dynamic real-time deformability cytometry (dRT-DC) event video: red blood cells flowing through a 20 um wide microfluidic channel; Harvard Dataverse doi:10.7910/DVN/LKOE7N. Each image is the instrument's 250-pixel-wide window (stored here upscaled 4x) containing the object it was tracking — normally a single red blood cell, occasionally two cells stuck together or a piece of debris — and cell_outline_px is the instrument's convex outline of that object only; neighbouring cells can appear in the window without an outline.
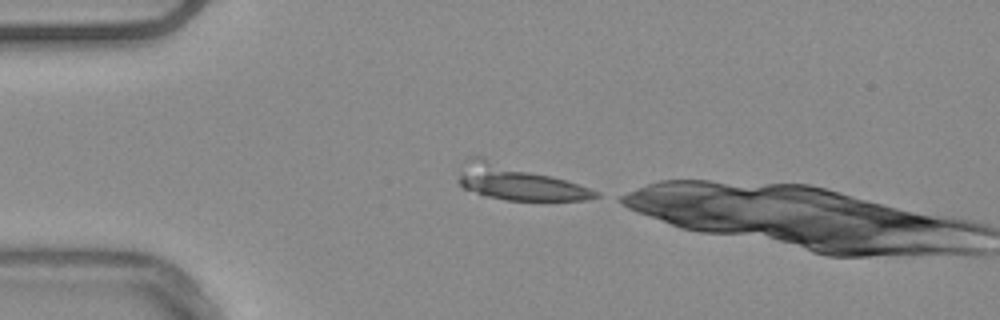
{"species": "common noctule bat (a hibernating species)", "species_latin": "Nyctalus noctula", "temperature_condition": "warm", "stored_images_in_passage": 3, "camera_frame_rate_fps": 3000, "um_per_image_px": 0.085, "animal": {"sex": "male", "body_mass_g": 20.4}, "frame": {"image": 1, "passage_image": 1, "time_ms": 0.0, "image_size_px": [1000, 320], "cell_outline_px": [[600, 196], [584, 200], [504, 200], [488, 196], [464, 188], [456, 180], [468, 156], [480, 156], [552, 176], [600, 192]], "centroid_in_image_um": [43.98, 15.51], "position_along_channel_um": 41.0, "area_um2": 27.05}}